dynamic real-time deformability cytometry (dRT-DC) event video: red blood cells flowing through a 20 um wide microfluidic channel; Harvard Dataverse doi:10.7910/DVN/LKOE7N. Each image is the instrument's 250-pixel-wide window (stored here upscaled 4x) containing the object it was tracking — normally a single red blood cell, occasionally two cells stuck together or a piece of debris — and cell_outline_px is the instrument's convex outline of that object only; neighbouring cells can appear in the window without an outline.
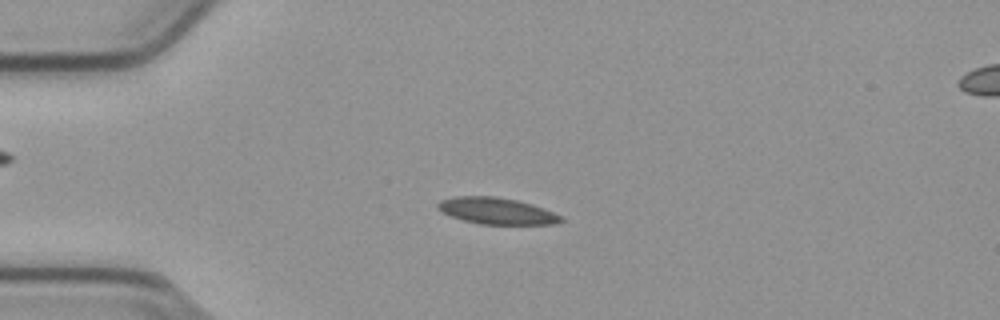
{"species": "common noctule bat (a hibernating species)", "species_latin": "Nyctalus noctula", "temperature_condition": "cold", "stored_images_in_passage": 54, "camera_frame_rate_fps": 3000, "um_per_image_px": 0.085, "animal": {"sex": "male", "body_mass_g": 23.1, "forearm_length_mm": 52.7}, "frame": {"image": 1, "passage_image": 13, "time_ms": 4.0, "image_size_px": [1000, 320], "cell_outline_px": [[564, 220], [556, 224], [480, 224], [464, 220], [452, 216], [436, 208], [436, 204], [440, 200], [456, 196], [496, 196], [516, 200], [532, 204], [544, 208], [560, 216]], "centroid_in_image_um": [42.21, 17.92], "position_along_channel_um": 42.8, "area_um2": 18.9}}
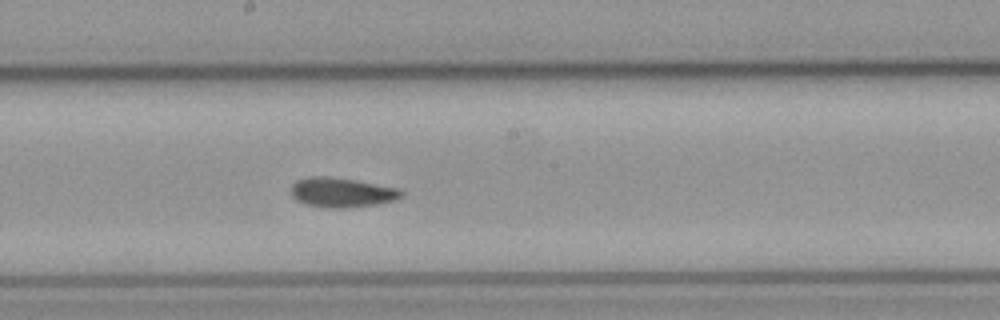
{"frame": {"image": 2, "passage_image": 29, "time_ms": 9.333, "image_size_px": [1000, 320], "cell_outline_px": [[404, 196], [396, 200], [376, 204], [352, 208], [328, 208], [308, 204], [296, 200], [292, 196], [292, 184], [296, 180], [308, 176], [328, 176], [356, 180], [400, 188], [404, 192]], "centroid_in_image_um": [29.09, 16.35], "position_along_channel_um": 219.1, "area_um2": 19.31}}
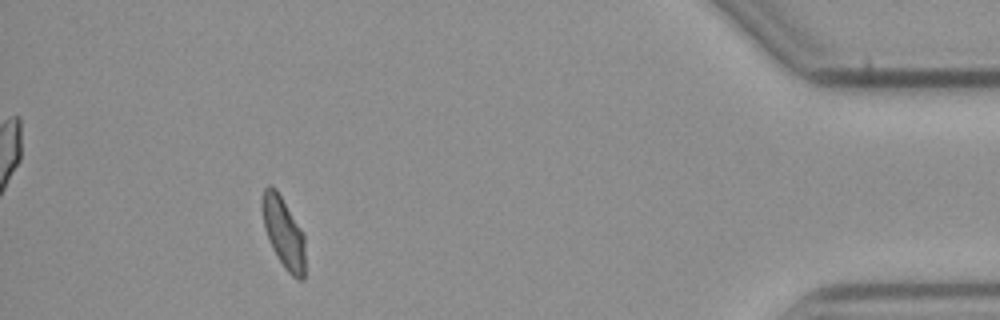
{"frame": {"image": 3, "passage_image": 49, "time_ms": 16.0, "image_size_px": [1000, 320], "cell_outline_px": [[304, 280], [300, 280], [292, 276], [284, 268], [272, 248], [268, 240], [264, 228], [260, 204], [260, 200], [264, 188], [268, 184], [272, 184], [276, 188], [304, 232]], "centroid_in_image_um": [24.07, 19.71], "position_along_channel_um": 411.1, "area_um2": 18.15}, "authors_computed_cell_mechanics": {"area_um2": 18.496, "velocity_mm_per_s": 3.784, "shape_relaxation_time_tau1_ms": 6.8912, "shape_relaxation_time_tau2_ms": 2.215, "deformation_change_tau1": 0.1624, "deformation_change_tau2": 0.0615}}